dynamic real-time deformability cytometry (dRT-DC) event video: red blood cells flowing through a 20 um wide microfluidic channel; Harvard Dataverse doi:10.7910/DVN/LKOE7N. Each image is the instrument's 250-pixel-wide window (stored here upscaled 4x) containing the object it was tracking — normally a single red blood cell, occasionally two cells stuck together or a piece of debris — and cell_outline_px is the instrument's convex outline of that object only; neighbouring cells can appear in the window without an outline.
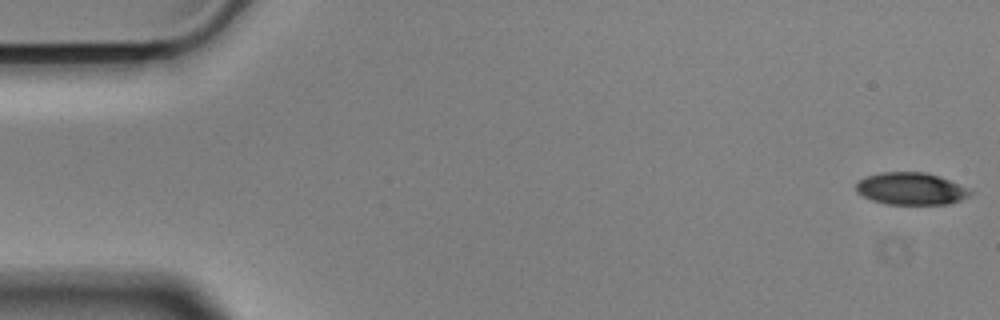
{"species": "Egyptian fruit bat (a non-hibernating species)", "species_latin": "Rousettus aegyptiacus", "temperature_condition": "cold", "stored_images_in_passage": 56, "camera_frame_rate_fps": 3000, "um_per_image_px": 0.085, "animal": {"sex": "male"}, "frame": {"image": 1, "passage_image": 1, "time_ms": 0.0, "image_size_px": [1000, 320], "cell_outline_px": [[972, 192], [968, 196], [960, 200], [948, 204], [888, 204], [872, 200], [856, 192], [856, 184], [864, 176], [880, 172], [924, 172], [940, 176], [972, 188]], "centroid_in_image_um": [77.46, 16.03], "position_along_channel_um": 7.5, "area_um2": 21.62}}
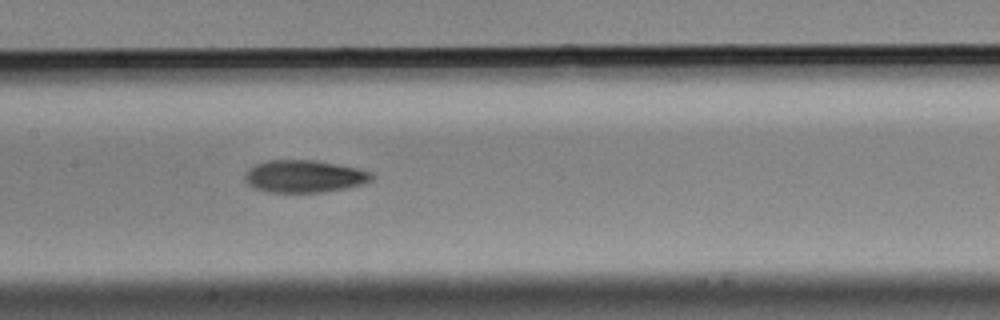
{"frame": {"image": 2, "passage_image": 27, "time_ms": 8.667, "image_size_px": [1000, 320], "cell_outline_px": [[372, 180], [364, 184], [324, 192], [268, 192], [252, 188], [244, 180], [244, 172], [248, 168], [256, 164], [268, 160], [316, 160], [356, 168], [372, 172]], "centroid_in_image_um": [25.81, 14.99], "position_along_channel_um": 181.6, "area_um2": 24.04}}
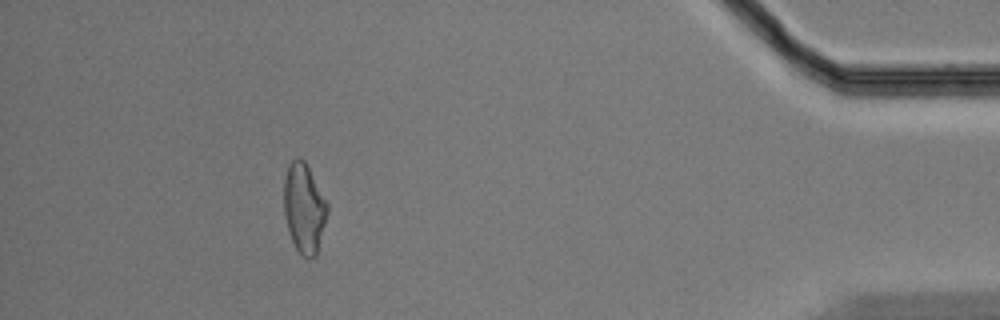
{"frame": {"image": 3, "passage_image": 51, "time_ms": 16.667, "image_size_px": [1000, 320], "cell_outline_px": [[328, 212], [316, 256], [308, 260], [296, 248], [292, 240], [284, 216], [284, 180], [288, 168], [292, 160], [296, 156], [300, 156], [304, 160], [328, 204]], "centroid_in_image_um": [25.85, 17.69], "position_along_channel_um": 409.4, "area_um2": 22.48}, "authors_computed_cell_mechanics": {"area_um2": 23.3512, "velocity_mm_per_s": 3.55, "shape_relaxation_time_tau1_ms": 4.974, "shape_relaxation_time_tau2_ms": 3.5275, "deformation_change_tau1": 0.1484, "deformation_change_tau2": 0.1101}}